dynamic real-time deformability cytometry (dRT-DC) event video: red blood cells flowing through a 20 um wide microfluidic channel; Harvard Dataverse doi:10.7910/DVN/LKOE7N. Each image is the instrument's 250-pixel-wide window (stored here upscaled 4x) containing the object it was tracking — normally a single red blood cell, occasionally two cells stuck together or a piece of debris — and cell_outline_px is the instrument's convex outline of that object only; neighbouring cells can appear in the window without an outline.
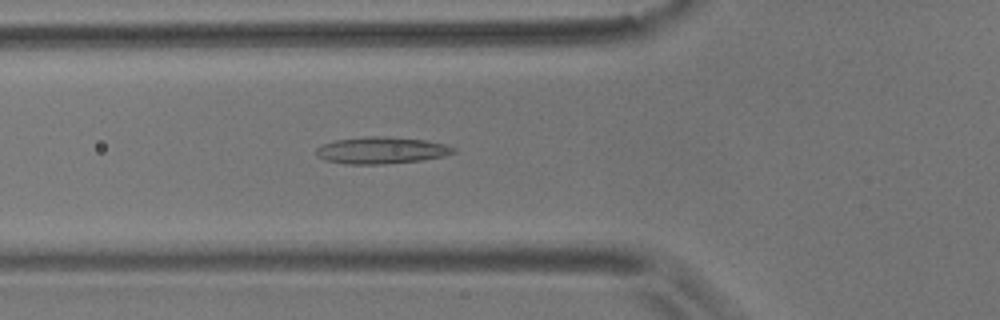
{"species": "common noctule bat (a hibernating species)", "species_latin": "Nyctalus noctula", "temperature_condition": "room temperature", "stored_images_in_passage": 4, "camera_frame_rate_fps": 3000, "um_per_image_px": 0.085, "animal": {"sex": "male", "body_mass_g": 17.9}, "frame": {"image": 1, "passage_image": 4, "time_ms": 4.333, "image_size_px": [1000, 320], "cell_outline_px": [[456, 152], [444, 156], [420, 160], [384, 164], [344, 164], [324, 160], [316, 156], [316, 148], [324, 144], [336, 140], [372, 136], [384, 136], [424, 140], [444, 144], [456, 148]], "centroid_in_image_um": [32.4, 12.79], "position_along_channel_um": 93.4, "area_um2": 21.33}}